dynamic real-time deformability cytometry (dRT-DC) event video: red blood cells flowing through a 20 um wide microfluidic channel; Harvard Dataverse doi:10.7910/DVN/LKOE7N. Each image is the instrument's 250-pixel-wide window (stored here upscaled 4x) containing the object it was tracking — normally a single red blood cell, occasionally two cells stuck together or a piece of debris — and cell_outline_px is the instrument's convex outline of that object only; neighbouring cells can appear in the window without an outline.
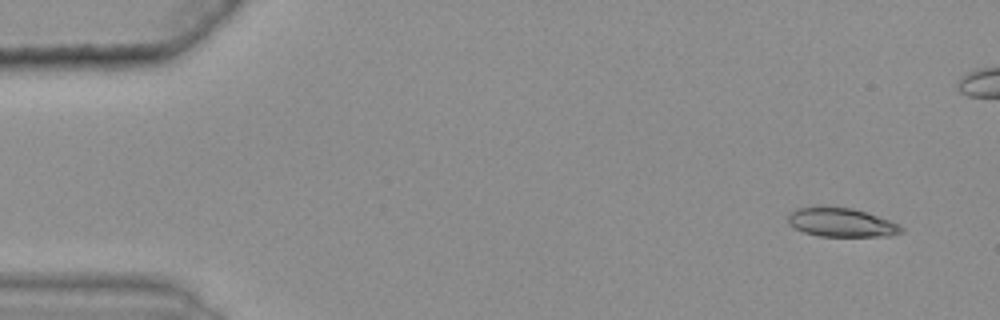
{"species": "common noctule bat (a hibernating species)", "species_latin": "Nyctalus noctula", "temperature_condition": "warm", "stored_images_in_passage": 10, "camera_frame_rate_fps": 3000, "um_per_image_px": 0.085, "animal": {"sex": "female", "body_mass_g": 25.1}, "frame": {"image": 1, "passage_image": 1, "time_ms": 0.0, "image_size_px": [1000, 320], "cell_outline_px": [[904, 232], [892, 236], [820, 236], [804, 232], [788, 224], [788, 216], [792, 212], [800, 208], [820, 204], [852, 208], [900, 224], [904, 228]], "centroid_in_image_um": [71.52, 18.89], "position_along_channel_um": 13.5, "area_um2": 19.31}}